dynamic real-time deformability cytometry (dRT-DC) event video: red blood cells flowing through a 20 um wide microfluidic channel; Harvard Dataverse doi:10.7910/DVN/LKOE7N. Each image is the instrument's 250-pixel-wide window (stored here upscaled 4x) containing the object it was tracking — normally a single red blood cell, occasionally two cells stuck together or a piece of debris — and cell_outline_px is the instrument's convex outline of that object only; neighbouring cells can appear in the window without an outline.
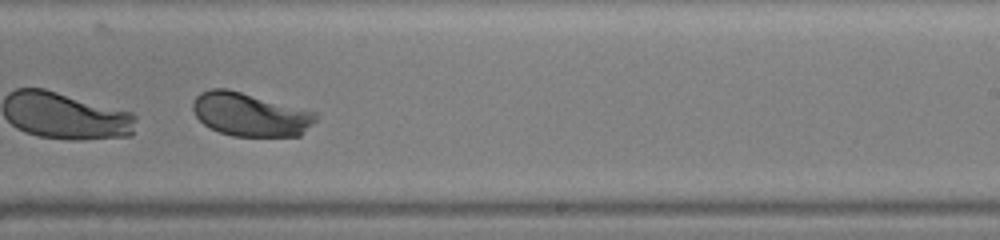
{"species": "human", "species_latin": "Homo sapiens", "temperature_condition": "warm", "stored_images_in_passage": 46, "camera_frame_rate_fps": 3000, "um_per_image_px": 0.085, "donor": {"sex": "male"}, "frame": {"image": 1, "passage_image": 27, "time_ms": 8.667, "image_size_px": [1000, 240], "cell_outline_px": [[316, 120], [300, 136], [232, 136], [220, 132], [204, 124], [196, 116], [192, 108], [192, 104], [196, 96], [200, 92], [212, 88], [228, 88], [316, 112]], "centroid_in_image_um": [21.25, 9.72], "position_along_channel_um": 267.8, "area_um2": 31.04}, "authors_computed_cell_mechanics": {"area_um2": 33.1483, "velocity_mm_per_s": 3.8876, "shape_relaxation_time_tau1_ms": 0.4977, "shape_relaxation_time_tau2_ms": null, "deformation_change_tau1": 0.2929, "deformation_change_tau2": null}}